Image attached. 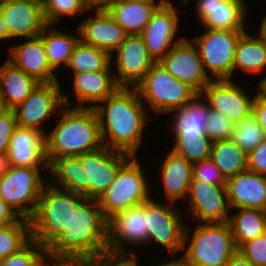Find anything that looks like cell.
<instances>
[{"label":"cell","instance_id":"cell-1","mask_svg":"<svg viewBox=\"0 0 266 266\" xmlns=\"http://www.w3.org/2000/svg\"><path fill=\"white\" fill-rule=\"evenodd\" d=\"M108 224L97 199L76 194L70 225L46 249L49 261L98 259L109 254Z\"/></svg>","mask_w":266,"mask_h":266},{"label":"cell","instance_id":"cell-2","mask_svg":"<svg viewBox=\"0 0 266 266\" xmlns=\"http://www.w3.org/2000/svg\"><path fill=\"white\" fill-rule=\"evenodd\" d=\"M94 110L98 117L103 146L138 156L144 131L152 115L142 104L135 87H119L98 103Z\"/></svg>","mask_w":266,"mask_h":266},{"label":"cell","instance_id":"cell-3","mask_svg":"<svg viewBox=\"0 0 266 266\" xmlns=\"http://www.w3.org/2000/svg\"><path fill=\"white\" fill-rule=\"evenodd\" d=\"M56 125L45 135L48 165L56 158L80 156L103 147L97 114L94 108L64 105Z\"/></svg>","mask_w":266,"mask_h":266},{"label":"cell","instance_id":"cell-4","mask_svg":"<svg viewBox=\"0 0 266 266\" xmlns=\"http://www.w3.org/2000/svg\"><path fill=\"white\" fill-rule=\"evenodd\" d=\"M196 225V226H195ZM187 223L180 255L190 266H225L238 251L228 222Z\"/></svg>","mask_w":266,"mask_h":266},{"label":"cell","instance_id":"cell-5","mask_svg":"<svg viewBox=\"0 0 266 266\" xmlns=\"http://www.w3.org/2000/svg\"><path fill=\"white\" fill-rule=\"evenodd\" d=\"M137 157L131 156L119 168L113 183L98 199L108 221L120 212L139 206L152 198L150 190L153 189L148 179L149 175L145 173L146 170Z\"/></svg>","mask_w":266,"mask_h":266},{"label":"cell","instance_id":"cell-6","mask_svg":"<svg viewBox=\"0 0 266 266\" xmlns=\"http://www.w3.org/2000/svg\"><path fill=\"white\" fill-rule=\"evenodd\" d=\"M76 194L48 182L40 194L35 213L29 219L31 239L47 249L70 225L71 199Z\"/></svg>","mask_w":266,"mask_h":266},{"label":"cell","instance_id":"cell-7","mask_svg":"<svg viewBox=\"0 0 266 266\" xmlns=\"http://www.w3.org/2000/svg\"><path fill=\"white\" fill-rule=\"evenodd\" d=\"M142 104L154 114H170L186 105L197 93L187 84L175 79L155 62L135 87Z\"/></svg>","mask_w":266,"mask_h":266},{"label":"cell","instance_id":"cell-8","mask_svg":"<svg viewBox=\"0 0 266 266\" xmlns=\"http://www.w3.org/2000/svg\"><path fill=\"white\" fill-rule=\"evenodd\" d=\"M245 31L204 28L203 34L193 38L190 36L200 55L203 69L211 80L235 79L233 62L236 45Z\"/></svg>","mask_w":266,"mask_h":266},{"label":"cell","instance_id":"cell-9","mask_svg":"<svg viewBox=\"0 0 266 266\" xmlns=\"http://www.w3.org/2000/svg\"><path fill=\"white\" fill-rule=\"evenodd\" d=\"M45 171H47L45 173ZM48 167H17L0 178V197L20 217L30 219L37 208L44 186L48 183Z\"/></svg>","mask_w":266,"mask_h":266},{"label":"cell","instance_id":"cell-10","mask_svg":"<svg viewBox=\"0 0 266 266\" xmlns=\"http://www.w3.org/2000/svg\"><path fill=\"white\" fill-rule=\"evenodd\" d=\"M177 207V204L171 202L158 201L153 195L145 202L147 247L154 243L162 246L171 256L182 253L185 221L188 220L182 218L185 211Z\"/></svg>","mask_w":266,"mask_h":266},{"label":"cell","instance_id":"cell-11","mask_svg":"<svg viewBox=\"0 0 266 266\" xmlns=\"http://www.w3.org/2000/svg\"><path fill=\"white\" fill-rule=\"evenodd\" d=\"M60 85L62 84L59 81L39 83L31 94L13 109L17 126L35 129L46 135L49 130H45L44 124L51 121V117L60 116L59 111L64 106Z\"/></svg>","mask_w":266,"mask_h":266},{"label":"cell","instance_id":"cell-12","mask_svg":"<svg viewBox=\"0 0 266 266\" xmlns=\"http://www.w3.org/2000/svg\"><path fill=\"white\" fill-rule=\"evenodd\" d=\"M186 201L188 212L184 215H189L184 217L189 219L190 216L193 223L228 222L231 211L226 185H214L201 179H192Z\"/></svg>","mask_w":266,"mask_h":266},{"label":"cell","instance_id":"cell-13","mask_svg":"<svg viewBox=\"0 0 266 266\" xmlns=\"http://www.w3.org/2000/svg\"><path fill=\"white\" fill-rule=\"evenodd\" d=\"M163 1L153 12L149 23L140 34L144 40L148 55L159 62L185 35L177 37L180 22L179 5ZM177 6V7H176Z\"/></svg>","mask_w":266,"mask_h":266},{"label":"cell","instance_id":"cell-14","mask_svg":"<svg viewBox=\"0 0 266 266\" xmlns=\"http://www.w3.org/2000/svg\"><path fill=\"white\" fill-rule=\"evenodd\" d=\"M147 234L144 202L120 212L109 220V254L135 256L136 251L134 253L133 247L147 246Z\"/></svg>","mask_w":266,"mask_h":266},{"label":"cell","instance_id":"cell-15","mask_svg":"<svg viewBox=\"0 0 266 266\" xmlns=\"http://www.w3.org/2000/svg\"><path fill=\"white\" fill-rule=\"evenodd\" d=\"M127 153L102 147L81 155L85 174V197L99 199L110 187L119 168L130 158Z\"/></svg>","mask_w":266,"mask_h":266},{"label":"cell","instance_id":"cell-16","mask_svg":"<svg viewBox=\"0 0 266 266\" xmlns=\"http://www.w3.org/2000/svg\"><path fill=\"white\" fill-rule=\"evenodd\" d=\"M114 52L110 55L111 66H116L113 73L120 87H136L155 63L140 34L127 35Z\"/></svg>","mask_w":266,"mask_h":266},{"label":"cell","instance_id":"cell-17","mask_svg":"<svg viewBox=\"0 0 266 266\" xmlns=\"http://www.w3.org/2000/svg\"><path fill=\"white\" fill-rule=\"evenodd\" d=\"M238 83L232 79L211 80L201 92L210 108L219 111L233 123L240 122L253 112L256 96L253 94L250 97L249 90L247 92V88Z\"/></svg>","mask_w":266,"mask_h":266},{"label":"cell","instance_id":"cell-18","mask_svg":"<svg viewBox=\"0 0 266 266\" xmlns=\"http://www.w3.org/2000/svg\"><path fill=\"white\" fill-rule=\"evenodd\" d=\"M158 63L197 94H201L211 81L203 69L198 50L189 37L175 44Z\"/></svg>","mask_w":266,"mask_h":266},{"label":"cell","instance_id":"cell-19","mask_svg":"<svg viewBox=\"0 0 266 266\" xmlns=\"http://www.w3.org/2000/svg\"><path fill=\"white\" fill-rule=\"evenodd\" d=\"M195 18L202 29L247 30L249 4L246 0H196ZM197 16V17H196Z\"/></svg>","mask_w":266,"mask_h":266},{"label":"cell","instance_id":"cell-20","mask_svg":"<svg viewBox=\"0 0 266 266\" xmlns=\"http://www.w3.org/2000/svg\"><path fill=\"white\" fill-rule=\"evenodd\" d=\"M86 19L79 21L77 27L80 41L107 51L110 55L124 42L128 35L103 6H93Z\"/></svg>","mask_w":266,"mask_h":266},{"label":"cell","instance_id":"cell-21","mask_svg":"<svg viewBox=\"0 0 266 266\" xmlns=\"http://www.w3.org/2000/svg\"><path fill=\"white\" fill-rule=\"evenodd\" d=\"M1 7L11 41L38 37L47 25L41 0H12Z\"/></svg>","mask_w":266,"mask_h":266},{"label":"cell","instance_id":"cell-22","mask_svg":"<svg viewBox=\"0 0 266 266\" xmlns=\"http://www.w3.org/2000/svg\"><path fill=\"white\" fill-rule=\"evenodd\" d=\"M72 76L71 96L62 93L63 104L70 107L74 106L70 101L74 96L77 100L74 107L94 108L120 87L112 72H83L74 73Z\"/></svg>","mask_w":266,"mask_h":266},{"label":"cell","instance_id":"cell-23","mask_svg":"<svg viewBox=\"0 0 266 266\" xmlns=\"http://www.w3.org/2000/svg\"><path fill=\"white\" fill-rule=\"evenodd\" d=\"M24 40L6 48L9 52L6 59L39 83L60 81L48 64L42 38L38 36Z\"/></svg>","mask_w":266,"mask_h":266},{"label":"cell","instance_id":"cell-24","mask_svg":"<svg viewBox=\"0 0 266 266\" xmlns=\"http://www.w3.org/2000/svg\"><path fill=\"white\" fill-rule=\"evenodd\" d=\"M227 201L231 209L266 211V176L249 170L226 181Z\"/></svg>","mask_w":266,"mask_h":266},{"label":"cell","instance_id":"cell-25","mask_svg":"<svg viewBox=\"0 0 266 266\" xmlns=\"http://www.w3.org/2000/svg\"><path fill=\"white\" fill-rule=\"evenodd\" d=\"M7 153L12 166L48 167L45 135L38 130L17 126L10 139Z\"/></svg>","mask_w":266,"mask_h":266},{"label":"cell","instance_id":"cell-26","mask_svg":"<svg viewBox=\"0 0 266 266\" xmlns=\"http://www.w3.org/2000/svg\"><path fill=\"white\" fill-rule=\"evenodd\" d=\"M163 160L160 161V180L163 184L165 202L176 204L184 201L188 194L189 184L193 177V164L184 157L175 154L169 148ZM182 199V200H181Z\"/></svg>","mask_w":266,"mask_h":266},{"label":"cell","instance_id":"cell-27","mask_svg":"<svg viewBox=\"0 0 266 266\" xmlns=\"http://www.w3.org/2000/svg\"><path fill=\"white\" fill-rule=\"evenodd\" d=\"M164 0H107L102 6L128 35L141 34Z\"/></svg>","mask_w":266,"mask_h":266},{"label":"cell","instance_id":"cell-28","mask_svg":"<svg viewBox=\"0 0 266 266\" xmlns=\"http://www.w3.org/2000/svg\"><path fill=\"white\" fill-rule=\"evenodd\" d=\"M39 82L15 67L7 59L0 65V100L4 109H15Z\"/></svg>","mask_w":266,"mask_h":266},{"label":"cell","instance_id":"cell-29","mask_svg":"<svg viewBox=\"0 0 266 266\" xmlns=\"http://www.w3.org/2000/svg\"><path fill=\"white\" fill-rule=\"evenodd\" d=\"M173 114V115H171ZM209 115V105L201 94L195 95L186 105L172 111L169 124L172 134L207 135L206 122Z\"/></svg>","mask_w":266,"mask_h":266},{"label":"cell","instance_id":"cell-30","mask_svg":"<svg viewBox=\"0 0 266 266\" xmlns=\"http://www.w3.org/2000/svg\"><path fill=\"white\" fill-rule=\"evenodd\" d=\"M238 70L248 76H262L266 71V43L257 33L250 34L246 30L237 42L233 62L234 76Z\"/></svg>","mask_w":266,"mask_h":266},{"label":"cell","instance_id":"cell-31","mask_svg":"<svg viewBox=\"0 0 266 266\" xmlns=\"http://www.w3.org/2000/svg\"><path fill=\"white\" fill-rule=\"evenodd\" d=\"M56 26L47 24L39 35L45 47L48 64L55 73L61 71L62 66L66 70L70 56L80 41L78 29L75 32L77 35H73Z\"/></svg>","mask_w":266,"mask_h":266},{"label":"cell","instance_id":"cell-32","mask_svg":"<svg viewBox=\"0 0 266 266\" xmlns=\"http://www.w3.org/2000/svg\"><path fill=\"white\" fill-rule=\"evenodd\" d=\"M84 171L81 155L56 158L48 165V182L56 188L85 196Z\"/></svg>","mask_w":266,"mask_h":266},{"label":"cell","instance_id":"cell-33","mask_svg":"<svg viewBox=\"0 0 266 266\" xmlns=\"http://www.w3.org/2000/svg\"><path fill=\"white\" fill-rule=\"evenodd\" d=\"M233 210L236 212L234 213ZM233 210L232 214H229L228 223L238 249L244 243L266 232V211L260 209Z\"/></svg>","mask_w":266,"mask_h":266},{"label":"cell","instance_id":"cell-34","mask_svg":"<svg viewBox=\"0 0 266 266\" xmlns=\"http://www.w3.org/2000/svg\"><path fill=\"white\" fill-rule=\"evenodd\" d=\"M210 159L220 169L226 180L247 170V153L231 139L213 141Z\"/></svg>","mask_w":266,"mask_h":266},{"label":"cell","instance_id":"cell-35","mask_svg":"<svg viewBox=\"0 0 266 266\" xmlns=\"http://www.w3.org/2000/svg\"><path fill=\"white\" fill-rule=\"evenodd\" d=\"M74 73L113 72L110 54L94 46L78 42L66 69Z\"/></svg>","mask_w":266,"mask_h":266},{"label":"cell","instance_id":"cell-36","mask_svg":"<svg viewBox=\"0 0 266 266\" xmlns=\"http://www.w3.org/2000/svg\"><path fill=\"white\" fill-rule=\"evenodd\" d=\"M172 151L191 164L210 158L212 141L207 135L172 134Z\"/></svg>","mask_w":266,"mask_h":266},{"label":"cell","instance_id":"cell-37","mask_svg":"<svg viewBox=\"0 0 266 266\" xmlns=\"http://www.w3.org/2000/svg\"><path fill=\"white\" fill-rule=\"evenodd\" d=\"M31 240L30 220L21 217L18 221L0 226V260L19 251Z\"/></svg>","mask_w":266,"mask_h":266},{"label":"cell","instance_id":"cell-38","mask_svg":"<svg viewBox=\"0 0 266 266\" xmlns=\"http://www.w3.org/2000/svg\"><path fill=\"white\" fill-rule=\"evenodd\" d=\"M43 17L48 25H57L62 17L85 15L92 11L88 0H41ZM79 14V15H78Z\"/></svg>","mask_w":266,"mask_h":266},{"label":"cell","instance_id":"cell-39","mask_svg":"<svg viewBox=\"0 0 266 266\" xmlns=\"http://www.w3.org/2000/svg\"><path fill=\"white\" fill-rule=\"evenodd\" d=\"M265 138L266 134L253 113L235 123L231 135V140L247 154L254 150Z\"/></svg>","mask_w":266,"mask_h":266},{"label":"cell","instance_id":"cell-40","mask_svg":"<svg viewBox=\"0 0 266 266\" xmlns=\"http://www.w3.org/2000/svg\"><path fill=\"white\" fill-rule=\"evenodd\" d=\"M47 250L31 239L19 251L0 260V266H48Z\"/></svg>","mask_w":266,"mask_h":266},{"label":"cell","instance_id":"cell-41","mask_svg":"<svg viewBox=\"0 0 266 266\" xmlns=\"http://www.w3.org/2000/svg\"><path fill=\"white\" fill-rule=\"evenodd\" d=\"M235 123L229 120L219 111L209 107V115L206 122V134L213 141L231 139Z\"/></svg>","mask_w":266,"mask_h":266},{"label":"cell","instance_id":"cell-42","mask_svg":"<svg viewBox=\"0 0 266 266\" xmlns=\"http://www.w3.org/2000/svg\"><path fill=\"white\" fill-rule=\"evenodd\" d=\"M253 266H266V232L238 249Z\"/></svg>","mask_w":266,"mask_h":266},{"label":"cell","instance_id":"cell-43","mask_svg":"<svg viewBox=\"0 0 266 266\" xmlns=\"http://www.w3.org/2000/svg\"><path fill=\"white\" fill-rule=\"evenodd\" d=\"M192 179H201L214 185H226L227 181L210 158L193 164Z\"/></svg>","mask_w":266,"mask_h":266},{"label":"cell","instance_id":"cell-44","mask_svg":"<svg viewBox=\"0 0 266 266\" xmlns=\"http://www.w3.org/2000/svg\"><path fill=\"white\" fill-rule=\"evenodd\" d=\"M16 128L17 122L14 111L4 109L0 113V154L8 152L10 139Z\"/></svg>","mask_w":266,"mask_h":266},{"label":"cell","instance_id":"cell-45","mask_svg":"<svg viewBox=\"0 0 266 266\" xmlns=\"http://www.w3.org/2000/svg\"><path fill=\"white\" fill-rule=\"evenodd\" d=\"M247 157V170L266 176V138Z\"/></svg>","mask_w":266,"mask_h":266},{"label":"cell","instance_id":"cell-46","mask_svg":"<svg viewBox=\"0 0 266 266\" xmlns=\"http://www.w3.org/2000/svg\"><path fill=\"white\" fill-rule=\"evenodd\" d=\"M139 253L134 255H105L101 257V266H139Z\"/></svg>","mask_w":266,"mask_h":266},{"label":"cell","instance_id":"cell-47","mask_svg":"<svg viewBox=\"0 0 266 266\" xmlns=\"http://www.w3.org/2000/svg\"><path fill=\"white\" fill-rule=\"evenodd\" d=\"M255 94L252 113L266 134V97L258 90V87Z\"/></svg>","mask_w":266,"mask_h":266},{"label":"cell","instance_id":"cell-48","mask_svg":"<svg viewBox=\"0 0 266 266\" xmlns=\"http://www.w3.org/2000/svg\"><path fill=\"white\" fill-rule=\"evenodd\" d=\"M21 217L0 197V226L18 221Z\"/></svg>","mask_w":266,"mask_h":266},{"label":"cell","instance_id":"cell-49","mask_svg":"<svg viewBox=\"0 0 266 266\" xmlns=\"http://www.w3.org/2000/svg\"><path fill=\"white\" fill-rule=\"evenodd\" d=\"M48 266H101V257L98 259L49 261Z\"/></svg>","mask_w":266,"mask_h":266},{"label":"cell","instance_id":"cell-50","mask_svg":"<svg viewBox=\"0 0 266 266\" xmlns=\"http://www.w3.org/2000/svg\"><path fill=\"white\" fill-rule=\"evenodd\" d=\"M225 266H253L250 261H248L244 255L238 250L236 253L229 257V260Z\"/></svg>","mask_w":266,"mask_h":266},{"label":"cell","instance_id":"cell-51","mask_svg":"<svg viewBox=\"0 0 266 266\" xmlns=\"http://www.w3.org/2000/svg\"><path fill=\"white\" fill-rule=\"evenodd\" d=\"M171 258L172 259L168 261L164 260L165 262L158 263L157 265L153 264L151 266H190L188 262L181 255H179V257L178 255H176V257L175 255H172Z\"/></svg>","mask_w":266,"mask_h":266},{"label":"cell","instance_id":"cell-52","mask_svg":"<svg viewBox=\"0 0 266 266\" xmlns=\"http://www.w3.org/2000/svg\"><path fill=\"white\" fill-rule=\"evenodd\" d=\"M12 168L8 153L0 154V178H2Z\"/></svg>","mask_w":266,"mask_h":266},{"label":"cell","instance_id":"cell-53","mask_svg":"<svg viewBox=\"0 0 266 266\" xmlns=\"http://www.w3.org/2000/svg\"><path fill=\"white\" fill-rule=\"evenodd\" d=\"M10 40L9 32L6 28V22L4 20L2 7L0 5V42Z\"/></svg>","mask_w":266,"mask_h":266},{"label":"cell","instance_id":"cell-54","mask_svg":"<svg viewBox=\"0 0 266 266\" xmlns=\"http://www.w3.org/2000/svg\"><path fill=\"white\" fill-rule=\"evenodd\" d=\"M258 35L266 43V15L262 17V22L260 25V30H259Z\"/></svg>","mask_w":266,"mask_h":266},{"label":"cell","instance_id":"cell-55","mask_svg":"<svg viewBox=\"0 0 266 266\" xmlns=\"http://www.w3.org/2000/svg\"><path fill=\"white\" fill-rule=\"evenodd\" d=\"M260 81L257 83L258 90L266 97V75L262 78L260 76Z\"/></svg>","mask_w":266,"mask_h":266},{"label":"cell","instance_id":"cell-56","mask_svg":"<svg viewBox=\"0 0 266 266\" xmlns=\"http://www.w3.org/2000/svg\"><path fill=\"white\" fill-rule=\"evenodd\" d=\"M92 6H102L107 0H88Z\"/></svg>","mask_w":266,"mask_h":266},{"label":"cell","instance_id":"cell-57","mask_svg":"<svg viewBox=\"0 0 266 266\" xmlns=\"http://www.w3.org/2000/svg\"><path fill=\"white\" fill-rule=\"evenodd\" d=\"M10 1H12V0H0V5L4 4V3H7V2H10Z\"/></svg>","mask_w":266,"mask_h":266},{"label":"cell","instance_id":"cell-58","mask_svg":"<svg viewBox=\"0 0 266 266\" xmlns=\"http://www.w3.org/2000/svg\"><path fill=\"white\" fill-rule=\"evenodd\" d=\"M4 110L3 103L0 100V113Z\"/></svg>","mask_w":266,"mask_h":266}]
</instances>
